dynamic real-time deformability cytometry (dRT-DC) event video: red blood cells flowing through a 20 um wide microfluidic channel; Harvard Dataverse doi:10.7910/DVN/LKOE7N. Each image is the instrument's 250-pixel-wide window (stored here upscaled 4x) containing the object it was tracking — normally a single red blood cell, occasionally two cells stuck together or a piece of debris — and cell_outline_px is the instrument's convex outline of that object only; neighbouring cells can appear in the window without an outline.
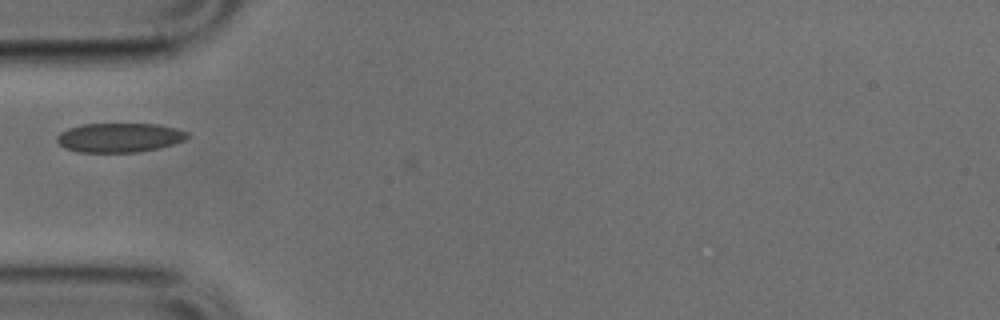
{"species": "common noctule bat (a hibernating species)", "species_latin": "Nyctalus noctula", "temperature_condition": "cold", "stored_images_in_passage": 19, "camera_frame_rate_fps": 3000, "um_per_image_px": 0.085, "animal": {"sex": "male", "body_mass_g": 17.9, "forearm_length_mm": 54.2}, "frame": {"image": 1, "passage_image": 2, "time_ms": 0.333, "image_size_px": [1000, 320], "cell_outline_px": [[192, 136], [184, 140], [160, 148], [136, 152], [80, 152], [64, 148], [56, 140], [56, 136], [60, 132], [68, 128], [84, 124], [156, 124], [176, 128], [188, 132]], "centroid_in_image_um": [10.16, 11.69], "position_along_channel_um": 74.8, "area_um2": 22.31}}